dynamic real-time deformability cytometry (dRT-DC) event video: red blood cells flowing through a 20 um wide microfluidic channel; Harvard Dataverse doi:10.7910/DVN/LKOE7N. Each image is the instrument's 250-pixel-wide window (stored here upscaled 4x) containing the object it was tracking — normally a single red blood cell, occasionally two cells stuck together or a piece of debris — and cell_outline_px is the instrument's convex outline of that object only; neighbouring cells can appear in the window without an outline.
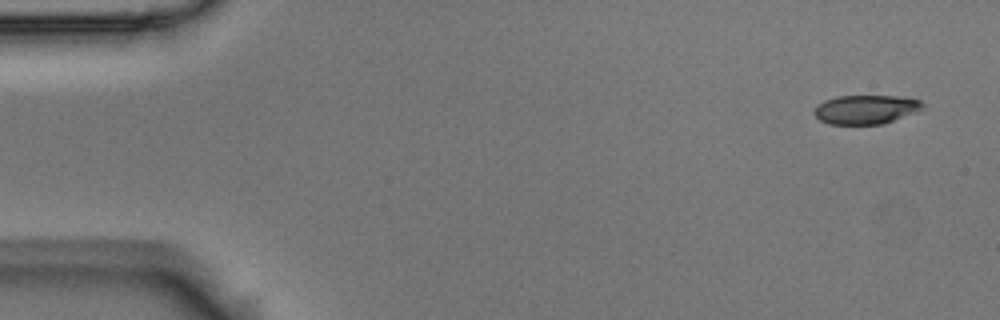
{"species": "Egyptian fruit bat (a non-hibernating species)", "species_latin": "Rousettus aegyptiacus", "temperature_condition": "room temperature", "stored_images_in_passage": 3, "camera_frame_rate_fps": 3000, "um_per_image_px": 0.085, "animal": {"sex": "male"}, "frame": {"image": 1, "passage_image": 1, "time_ms": 0.0, "image_size_px": [1000, 320], "cell_outline_px": [[924, 108], [916, 112], [884, 124], [828, 124], [820, 120], [812, 112], [816, 104], [824, 100], [836, 96], [900, 96], [920, 100], [924, 104]], "centroid_in_image_um": [73.58, 9.3], "position_along_channel_um": 11.4, "area_um2": 18.55}}
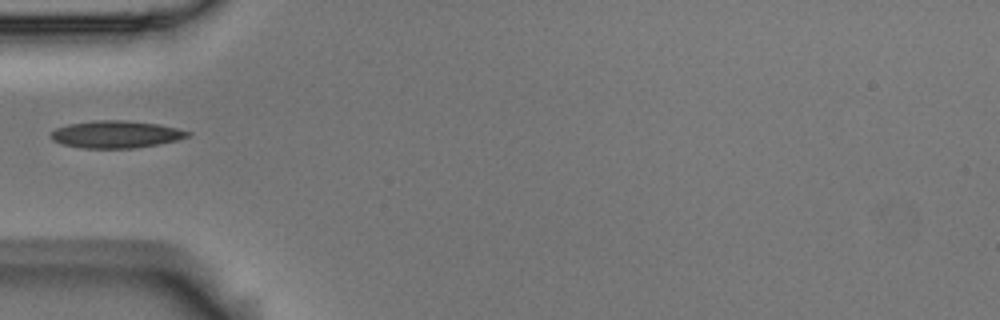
{"frame": {"image": 2, "passage_image": 3, "time_ms": 0.667, "image_size_px": [1000, 320], "cell_outline_px": [[192, 132], [188, 136], [176, 140], [156, 144], [132, 148], [84, 148], [64, 144], [52, 140], [52, 132], [56, 128], [68, 124], [92, 120], [124, 120], [156, 124], [176, 128]], "centroid_in_image_um": [9.84, 11.41], "position_along_channel_um": 75.2, "area_um2": 21.39}}